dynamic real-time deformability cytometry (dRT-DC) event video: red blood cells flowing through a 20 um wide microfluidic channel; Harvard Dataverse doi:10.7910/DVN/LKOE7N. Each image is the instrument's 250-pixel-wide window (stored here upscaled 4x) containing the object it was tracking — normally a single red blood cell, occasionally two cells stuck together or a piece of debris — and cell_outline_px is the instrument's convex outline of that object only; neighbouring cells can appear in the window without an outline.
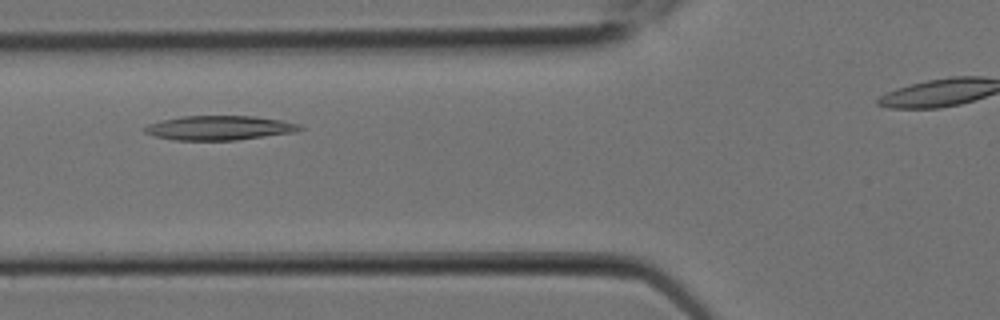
{"species": "Egyptian fruit bat (a non-hibernating species)", "species_latin": "Rousettus aegyptiacus", "temperature_condition": "room temperature", "stored_images_in_passage": 3, "camera_frame_rate_fps": 3000, "um_per_image_px": 0.085, "animal": {"sex": "female"}, "frame": {"image": 1, "passage_image": 2, "time_ms": 0.333, "image_size_px": [1000, 320], "cell_outline_px": [[304, 128], [296, 132], [236, 140], [176, 140], [152, 136], [144, 132], [144, 128], [148, 124], [180, 116], [256, 116], [280, 120], [300, 124]], "centroid_in_image_um": [18.65, 10.87], "position_along_channel_um": 107.1, "area_um2": 22.02}}
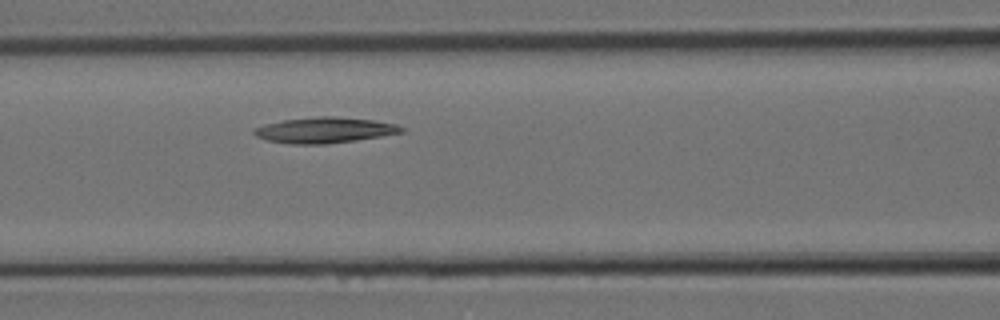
{"frame": {"image": 2, "passage_image": 3, "time_ms": 0.667, "image_size_px": [1000, 320], "cell_outline_px": [[404, 132], [356, 140], [324, 144], [292, 144], [264, 140], [256, 136], [252, 132], [252, 128], [264, 124], [284, 120], [316, 116], [336, 116], [372, 120], [396, 124], [404, 128]], "centroid_in_image_um": [27.53, 11.06], "position_along_channel_um": 139.1, "area_um2": 22.14}}